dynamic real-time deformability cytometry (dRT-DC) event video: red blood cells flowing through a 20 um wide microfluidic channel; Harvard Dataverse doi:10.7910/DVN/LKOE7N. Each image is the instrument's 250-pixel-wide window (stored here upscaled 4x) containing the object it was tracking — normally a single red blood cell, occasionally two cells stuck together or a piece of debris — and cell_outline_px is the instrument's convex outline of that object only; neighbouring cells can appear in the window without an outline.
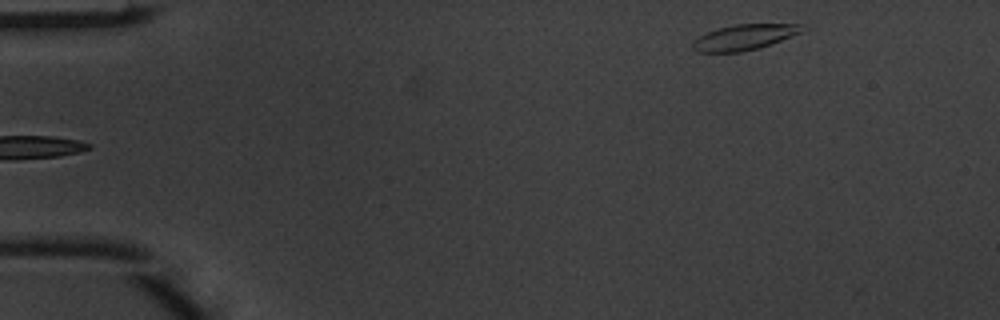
{"species": "common noctule bat (a hibernating species)", "species_latin": "Nyctalus noctula", "temperature_condition": "warm", "stored_images_in_passage": 5, "camera_frame_rate_fps": 3000, "um_per_image_px": 0.085, "animal": {"sex": "male", "body_mass_g": 20.1, "forearm_length_mm": 53.5}, "frame": {"image": 1, "passage_image": 5, "time_ms": 1.333, "image_size_px": [1000, 320], "cell_outline_px": [[808, 28], [804, 32], [760, 48], [740, 52], [696, 52], [692, 48], [692, 44], [700, 36], [708, 32], [720, 28], [736, 24], [804, 24]], "centroid_in_image_um": [63.36, 3.16], "position_along_channel_um": 21.6, "area_um2": 16.36}}